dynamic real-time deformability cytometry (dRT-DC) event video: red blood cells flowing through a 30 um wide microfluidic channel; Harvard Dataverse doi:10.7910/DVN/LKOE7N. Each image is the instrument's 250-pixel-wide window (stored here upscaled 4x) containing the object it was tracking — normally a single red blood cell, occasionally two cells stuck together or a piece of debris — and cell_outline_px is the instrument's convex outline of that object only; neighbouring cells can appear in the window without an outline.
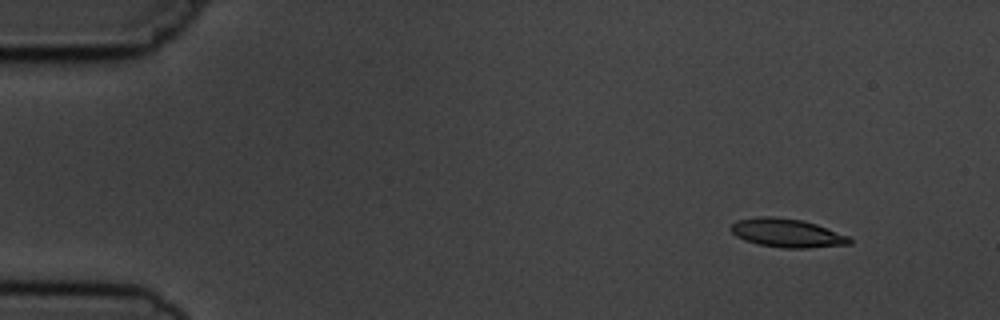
{"species": "common noctule bat (a hibernating species)", "species_latin": "Nyctalus noctula", "temperature_condition": "cold", "stored_images_in_passage": 5, "camera_frame_rate_fps": 3000, "um_per_image_px": 0.085, "animal": {"sex": "male", "body_mass_g": 19.5, "forearm_length_mm": 54.6}, "frame": {"image": 1, "passage_image": 2, "time_ms": 1.333, "image_size_px": [1000, 320], "cell_outline_px": [[852, 244], [808, 248], [784, 248], [756, 244], [744, 240], [736, 236], [732, 232], [732, 224], [736, 220], [756, 216], [772, 216], [800, 220], [816, 224], [848, 236], [852, 240]], "centroid_in_image_um": [66.88, 19.81], "position_along_channel_um": 18.1, "area_um2": 19.77}}